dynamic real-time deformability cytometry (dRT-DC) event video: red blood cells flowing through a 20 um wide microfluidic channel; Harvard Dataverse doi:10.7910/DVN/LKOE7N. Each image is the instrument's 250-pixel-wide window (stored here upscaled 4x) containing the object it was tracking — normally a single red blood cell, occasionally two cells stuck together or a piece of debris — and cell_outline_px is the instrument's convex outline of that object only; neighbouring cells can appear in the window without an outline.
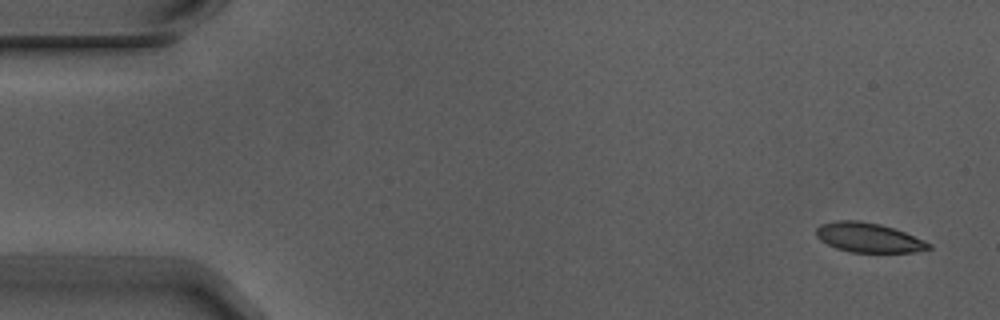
{"species": "Egyptian fruit bat (a non-hibernating species)", "species_latin": "Rousettus aegyptiacus", "temperature_condition": "warm", "stored_images_in_passage": 9, "camera_frame_rate_fps": 3000, "um_per_image_px": 0.085, "animal": {"sex": "male"}, "frame": {"image": 1, "passage_image": 1, "time_ms": 0.0, "image_size_px": [1000, 320], "cell_outline_px": [[932, 248], [916, 252], [848, 252], [836, 248], [820, 240], [816, 236], [816, 228], [820, 224], [840, 220], [860, 220], [880, 224], [904, 232], [924, 240], [932, 244]], "centroid_in_image_um": [73.82, 20.2], "position_along_channel_um": 11.2, "area_um2": 19.36}}
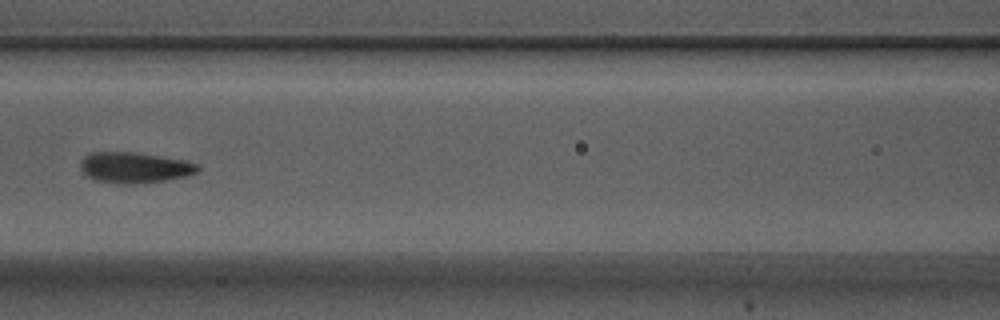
{"frame": {"image": 2, "passage_image": 6, "time_ms": 1.667, "image_size_px": [1000, 320], "cell_outline_px": [[200, 168], [196, 172], [188, 176], [168, 180], [132, 184], [124, 184], [92, 180], [80, 168], [80, 160], [84, 156], [92, 152], [132, 152], [160, 156], [184, 160], [200, 164]], "centroid_in_image_um": [11.44, 14.25], "position_along_channel_um": 155.2, "area_um2": 21.15}}
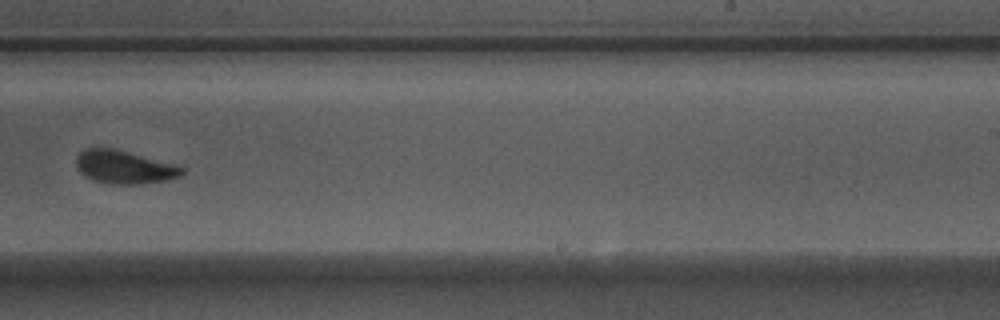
{"frame": {"image": 3, "passage_image": 9, "time_ms": 2.667, "image_size_px": [1000, 320], "cell_outline_px": [[184, 172], [180, 176], [168, 180], [140, 184], [116, 184], [92, 180], [84, 176], [80, 172], [76, 164], [76, 156], [84, 148], [112, 148], [176, 164], [184, 168]], "centroid_in_image_um": [10.56, 14.2], "position_along_channel_um": 278.4, "area_um2": 20.46}}